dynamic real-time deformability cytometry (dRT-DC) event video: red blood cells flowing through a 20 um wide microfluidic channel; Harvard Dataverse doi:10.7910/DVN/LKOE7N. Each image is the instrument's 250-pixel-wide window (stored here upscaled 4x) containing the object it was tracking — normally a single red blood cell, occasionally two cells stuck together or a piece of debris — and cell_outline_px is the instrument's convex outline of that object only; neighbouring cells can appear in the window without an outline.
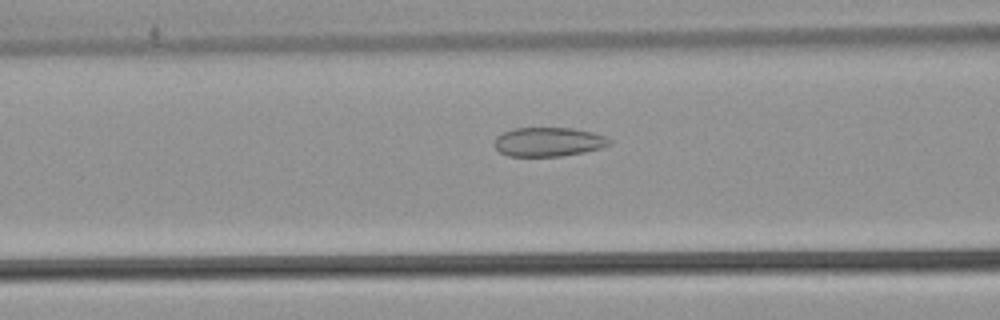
{"species": "common noctule bat (a hibernating species)", "species_latin": "Nyctalus noctula", "temperature_condition": "warm", "stored_images_in_passage": 18, "camera_frame_rate_fps": 3000, "um_per_image_px": 0.085, "animal": {"sex": "male", "body_mass_g": 21.5, "forearm_length_mm": 52.0}, "frame": {"image": 1, "passage_image": 6, "time_ms": 1.667, "image_size_px": [1000, 320], "cell_outline_px": [[612, 144], [600, 148], [584, 152], [560, 156], [508, 156], [500, 152], [492, 144], [496, 136], [504, 132], [516, 128], [572, 128], [592, 132], [604, 136], [612, 140]], "centroid_in_image_um": [46.61, 12.06], "position_along_channel_um": 120.0, "area_um2": 19.54}}
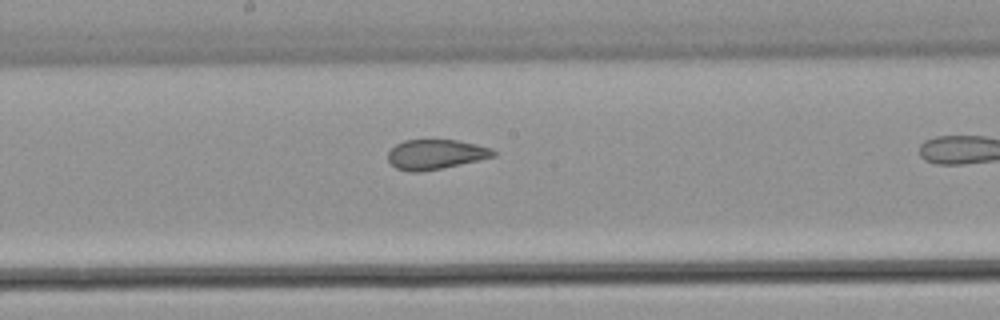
{"frame": {"image": 2, "passage_image": 13, "time_ms": 4.0, "image_size_px": [1000, 320], "cell_outline_px": [[496, 156], [480, 160], [420, 172], [412, 172], [396, 168], [388, 160], [388, 152], [396, 144], [404, 140], [456, 140], [476, 144], [492, 148], [496, 152]], "centroid_in_image_um": [37.04, 13.12], "position_along_channel_um": 211.2, "area_um2": 18.21}}
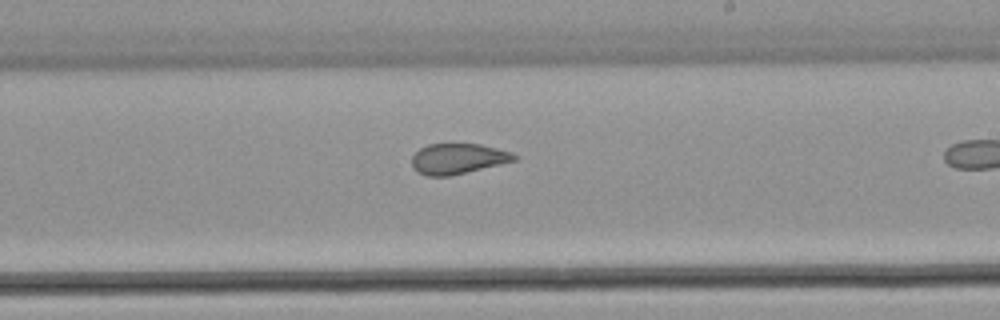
{"frame": {"image": 3, "passage_image": 16, "time_ms": 5.0, "image_size_px": [1000, 320], "cell_outline_px": [[520, 156], [516, 160], [500, 164], [448, 176], [428, 176], [412, 168], [412, 156], [420, 148], [428, 144], [480, 144], [512, 152]], "centroid_in_image_um": [38.93, 13.48], "position_along_channel_um": 250.1, "area_um2": 18.03}}